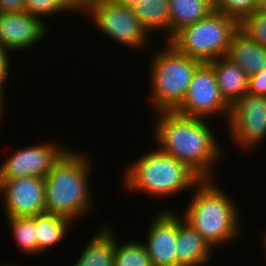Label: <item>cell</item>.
I'll return each mask as SVG.
<instances>
[{
    "mask_svg": "<svg viewBox=\"0 0 266 266\" xmlns=\"http://www.w3.org/2000/svg\"><path fill=\"white\" fill-rule=\"evenodd\" d=\"M88 156L69 147L53 164L44 178L47 213L74 223L78 217L91 213L94 206L89 182L92 160Z\"/></svg>",
    "mask_w": 266,
    "mask_h": 266,
    "instance_id": "obj_2",
    "label": "cell"
},
{
    "mask_svg": "<svg viewBox=\"0 0 266 266\" xmlns=\"http://www.w3.org/2000/svg\"><path fill=\"white\" fill-rule=\"evenodd\" d=\"M208 64L213 68L222 97L230 106L248 92L249 77L228 57H219Z\"/></svg>",
    "mask_w": 266,
    "mask_h": 266,
    "instance_id": "obj_16",
    "label": "cell"
},
{
    "mask_svg": "<svg viewBox=\"0 0 266 266\" xmlns=\"http://www.w3.org/2000/svg\"><path fill=\"white\" fill-rule=\"evenodd\" d=\"M116 236L113 266H153L141 241L129 239L121 243Z\"/></svg>",
    "mask_w": 266,
    "mask_h": 266,
    "instance_id": "obj_22",
    "label": "cell"
},
{
    "mask_svg": "<svg viewBox=\"0 0 266 266\" xmlns=\"http://www.w3.org/2000/svg\"><path fill=\"white\" fill-rule=\"evenodd\" d=\"M81 15L88 16L94 23V28L99 29L102 36H107L112 42L134 51H143L146 47L145 50L149 49V33L131 9L120 6L117 2L104 0L93 3L82 11Z\"/></svg>",
    "mask_w": 266,
    "mask_h": 266,
    "instance_id": "obj_7",
    "label": "cell"
},
{
    "mask_svg": "<svg viewBox=\"0 0 266 266\" xmlns=\"http://www.w3.org/2000/svg\"><path fill=\"white\" fill-rule=\"evenodd\" d=\"M168 209L157 212L148 227L146 240L141 241L153 266H176L178 211Z\"/></svg>",
    "mask_w": 266,
    "mask_h": 266,
    "instance_id": "obj_12",
    "label": "cell"
},
{
    "mask_svg": "<svg viewBox=\"0 0 266 266\" xmlns=\"http://www.w3.org/2000/svg\"><path fill=\"white\" fill-rule=\"evenodd\" d=\"M160 50L153 54L148 67V81L151 84L149 101L154 113L175 111L182 104L192 77L202 64L180 53L168 42Z\"/></svg>",
    "mask_w": 266,
    "mask_h": 266,
    "instance_id": "obj_5",
    "label": "cell"
},
{
    "mask_svg": "<svg viewBox=\"0 0 266 266\" xmlns=\"http://www.w3.org/2000/svg\"><path fill=\"white\" fill-rule=\"evenodd\" d=\"M6 217H34L46 212L43 177L0 179Z\"/></svg>",
    "mask_w": 266,
    "mask_h": 266,
    "instance_id": "obj_11",
    "label": "cell"
},
{
    "mask_svg": "<svg viewBox=\"0 0 266 266\" xmlns=\"http://www.w3.org/2000/svg\"><path fill=\"white\" fill-rule=\"evenodd\" d=\"M141 155L137 160L124 165L121 182L128 193L141 192L155 199L169 198L187 189L193 190L201 180L184 163L157 148Z\"/></svg>",
    "mask_w": 266,
    "mask_h": 266,
    "instance_id": "obj_4",
    "label": "cell"
},
{
    "mask_svg": "<svg viewBox=\"0 0 266 266\" xmlns=\"http://www.w3.org/2000/svg\"><path fill=\"white\" fill-rule=\"evenodd\" d=\"M170 39L214 10V0H169Z\"/></svg>",
    "mask_w": 266,
    "mask_h": 266,
    "instance_id": "obj_18",
    "label": "cell"
},
{
    "mask_svg": "<svg viewBox=\"0 0 266 266\" xmlns=\"http://www.w3.org/2000/svg\"><path fill=\"white\" fill-rule=\"evenodd\" d=\"M0 266H19L18 264L16 265V264H11L10 265V263L8 264V265H3V264H1Z\"/></svg>",
    "mask_w": 266,
    "mask_h": 266,
    "instance_id": "obj_34",
    "label": "cell"
},
{
    "mask_svg": "<svg viewBox=\"0 0 266 266\" xmlns=\"http://www.w3.org/2000/svg\"><path fill=\"white\" fill-rule=\"evenodd\" d=\"M175 112L209 120L214 116L225 115L224 121H228L230 105L222 97L213 68L208 63H202L196 69L186 97Z\"/></svg>",
    "mask_w": 266,
    "mask_h": 266,
    "instance_id": "obj_9",
    "label": "cell"
},
{
    "mask_svg": "<svg viewBox=\"0 0 266 266\" xmlns=\"http://www.w3.org/2000/svg\"><path fill=\"white\" fill-rule=\"evenodd\" d=\"M99 1H104V0H72L73 4L75 5L79 13L84 11L89 5Z\"/></svg>",
    "mask_w": 266,
    "mask_h": 266,
    "instance_id": "obj_29",
    "label": "cell"
},
{
    "mask_svg": "<svg viewBox=\"0 0 266 266\" xmlns=\"http://www.w3.org/2000/svg\"><path fill=\"white\" fill-rule=\"evenodd\" d=\"M25 0H0V12L18 13L24 12Z\"/></svg>",
    "mask_w": 266,
    "mask_h": 266,
    "instance_id": "obj_28",
    "label": "cell"
},
{
    "mask_svg": "<svg viewBox=\"0 0 266 266\" xmlns=\"http://www.w3.org/2000/svg\"><path fill=\"white\" fill-rule=\"evenodd\" d=\"M176 248V266H206L213 260L212 247L179 213Z\"/></svg>",
    "mask_w": 266,
    "mask_h": 266,
    "instance_id": "obj_14",
    "label": "cell"
},
{
    "mask_svg": "<svg viewBox=\"0 0 266 266\" xmlns=\"http://www.w3.org/2000/svg\"><path fill=\"white\" fill-rule=\"evenodd\" d=\"M109 224L101 225L90 237L73 266H113L115 233Z\"/></svg>",
    "mask_w": 266,
    "mask_h": 266,
    "instance_id": "obj_17",
    "label": "cell"
},
{
    "mask_svg": "<svg viewBox=\"0 0 266 266\" xmlns=\"http://www.w3.org/2000/svg\"><path fill=\"white\" fill-rule=\"evenodd\" d=\"M112 1L117 2L120 6L126 7L128 9H132L139 2L138 0H112Z\"/></svg>",
    "mask_w": 266,
    "mask_h": 266,
    "instance_id": "obj_31",
    "label": "cell"
},
{
    "mask_svg": "<svg viewBox=\"0 0 266 266\" xmlns=\"http://www.w3.org/2000/svg\"><path fill=\"white\" fill-rule=\"evenodd\" d=\"M24 11L40 19L45 18V23L46 17L61 15V13L63 15L66 13V16L68 13L71 15L72 12L78 14V17L81 15L72 0H25Z\"/></svg>",
    "mask_w": 266,
    "mask_h": 266,
    "instance_id": "obj_23",
    "label": "cell"
},
{
    "mask_svg": "<svg viewBox=\"0 0 266 266\" xmlns=\"http://www.w3.org/2000/svg\"><path fill=\"white\" fill-rule=\"evenodd\" d=\"M9 232L12 231L16 246L29 255L40 254L37 246L35 216L34 217H5Z\"/></svg>",
    "mask_w": 266,
    "mask_h": 266,
    "instance_id": "obj_21",
    "label": "cell"
},
{
    "mask_svg": "<svg viewBox=\"0 0 266 266\" xmlns=\"http://www.w3.org/2000/svg\"><path fill=\"white\" fill-rule=\"evenodd\" d=\"M247 93L266 97V68L249 76Z\"/></svg>",
    "mask_w": 266,
    "mask_h": 266,
    "instance_id": "obj_26",
    "label": "cell"
},
{
    "mask_svg": "<svg viewBox=\"0 0 266 266\" xmlns=\"http://www.w3.org/2000/svg\"><path fill=\"white\" fill-rule=\"evenodd\" d=\"M139 2L131 10L144 29L152 35L163 32L167 36L164 40H170V8L169 0H138ZM155 31V32H154ZM153 32V33H152Z\"/></svg>",
    "mask_w": 266,
    "mask_h": 266,
    "instance_id": "obj_20",
    "label": "cell"
},
{
    "mask_svg": "<svg viewBox=\"0 0 266 266\" xmlns=\"http://www.w3.org/2000/svg\"><path fill=\"white\" fill-rule=\"evenodd\" d=\"M48 21L28 13L0 12V44L9 52H23L35 47L48 35Z\"/></svg>",
    "mask_w": 266,
    "mask_h": 266,
    "instance_id": "obj_13",
    "label": "cell"
},
{
    "mask_svg": "<svg viewBox=\"0 0 266 266\" xmlns=\"http://www.w3.org/2000/svg\"><path fill=\"white\" fill-rule=\"evenodd\" d=\"M257 9H264L266 8V0H255Z\"/></svg>",
    "mask_w": 266,
    "mask_h": 266,
    "instance_id": "obj_32",
    "label": "cell"
},
{
    "mask_svg": "<svg viewBox=\"0 0 266 266\" xmlns=\"http://www.w3.org/2000/svg\"><path fill=\"white\" fill-rule=\"evenodd\" d=\"M266 233V232H265ZM264 236H262V237H264L263 239L265 240V241H263L264 243V247L263 248H265V252H266V234H263Z\"/></svg>",
    "mask_w": 266,
    "mask_h": 266,
    "instance_id": "obj_33",
    "label": "cell"
},
{
    "mask_svg": "<svg viewBox=\"0 0 266 266\" xmlns=\"http://www.w3.org/2000/svg\"><path fill=\"white\" fill-rule=\"evenodd\" d=\"M238 28L235 18L213 10L205 18L178 31L168 43L182 54L209 63L227 55L231 37Z\"/></svg>",
    "mask_w": 266,
    "mask_h": 266,
    "instance_id": "obj_6",
    "label": "cell"
},
{
    "mask_svg": "<svg viewBox=\"0 0 266 266\" xmlns=\"http://www.w3.org/2000/svg\"><path fill=\"white\" fill-rule=\"evenodd\" d=\"M69 148L57 142H41L14 151L0 164V179L45 178L53 164Z\"/></svg>",
    "mask_w": 266,
    "mask_h": 266,
    "instance_id": "obj_10",
    "label": "cell"
},
{
    "mask_svg": "<svg viewBox=\"0 0 266 266\" xmlns=\"http://www.w3.org/2000/svg\"><path fill=\"white\" fill-rule=\"evenodd\" d=\"M219 185V186H218ZM181 215L214 248L242 235L239 206L216 179H201ZM239 212V213H238ZM241 232V233H240Z\"/></svg>",
    "mask_w": 266,
    "mask_h": 266,
    "instance_id": "obj_3",
    "label": "cell"
},
{
    "mask_svg": "<svg viewBox=\"0 0 266 266\" xmlns=\"http://www.w3.org/2000/svg\"><path fill=\"white\" fill-rule=\"evenodd\" d=\"M226 57L238 64L249 77L266 68V47L238 28L232 35Z\"/></svg>",
    "mask_w": 266,
    "mask_h": 266,
    "instance_id": "obj_15",
    "label": "cell"
},
{
    "mask_svg": "<svg viewBox=\"0 0 266 266\" xmlns=\"http://www.w3.org/2000/svg\"><path fill=\"white\" fill-rule=\"evenodd\" d=\"M74 222L60 215L42 213L35 216L38 251L42 254L65 240ZM57 244V245H56Z\"/></svg>",
    "mask_w": 266,
    "mask_h": 266,
    "instance_id": "obj_19",
    "label": "cell"
},
{
    "mask_svg": "<svg viewBox=\"0 0 266 266\" xmlns=\"http://www.w3.org/2000/svg\"><path fill=\"white\" fill-rule=\"evenodd\" d=\"M154 114H157L152 128L154 147L184 163L200 179H215V166L224 154L214 129L206 121L209 119L183 116L175 111Z\"/></svg>",
    "mask_w": 266,
    "mask_h": 266,
    "instance_id": "obj_1",
    "label": "cell"
},
{
    "mask_svg": "<svg viewBox=\"0 0 266 266\" xmlns=\"http://www.w3.org/2000/svg\"><path fill=\"white\" fill-rule=\"evenodd\" d=\"M11 52H9L3 45L0 44V89L5 91V82L10 75V68L12 60H10ZM11 61V62H10Z\"/></svg>",
    "mask_w": 266,
    "mask_h": 266,
    "instance_id": "obj_27",
    "label": "cell"
},
{
    "mask_svg": "<svg viewBox=\"0 0 266 266\" xmlns=\"http://www.w3.org/2000/svg\"><path fill=\"white\" fill-rule=\"evenodd\" d=\"M226 126L227 135L242 152L262 145L266 140V97L248 93L240 97L230 106Z\"/></svg>",
    "mask_w": 266,
    "mask_h": 266,
    "instance_id": "obj_8",
    "label": "cell"
},
{
    "mask_svg": "<svg viewBox=\"0 0 266 266\" xmlns=\"http://www.w3.org/2000/svg\"><path fill=\"white\" fill-rule=\"evenodd\" d=\"M5 92L6 91H4V90H1L0 89V123H1V121H2V119H3V117H5L6 115H5V113L6 112H4L7 108H6V94H5ZM4 114V115H3ZM3 116V117H2Z\"/></svg>",
    "mask_w": 266,
    "mask_h": 266,
    "instance_id": "obj_30",
    "label": "cell"
},
{
    "mask_svg": "<svg viewBox=\"0 0 266 266\" xmlns=\"http://www.w3.org/2000/svg\"><path fill=\"white\" fill-rule=\"evenodd\" d=\"M257 9L255 0H214V10L235 18L240 22Z\"/></svg>",
    "mask_w": 266,
    "mask_h": 266,
    "instance_id": "obj_25",
    "label": "cell"
},
{
    "mask_svg": "<svg viewBox=\"0 0 266 266\" xmlns=\"http://www.w3.org/2000/svg\"><path fill=\"white\" fill-rule=\"evenodd\" d=\"M239 28L251 39L266 47V8L256 9L239 22Z\"/></svg>",
    "mask_w": 266,
    "mask_h": 266,
    "instance_id": "obj_24",
    "label": "cell"
}]
</instances>
